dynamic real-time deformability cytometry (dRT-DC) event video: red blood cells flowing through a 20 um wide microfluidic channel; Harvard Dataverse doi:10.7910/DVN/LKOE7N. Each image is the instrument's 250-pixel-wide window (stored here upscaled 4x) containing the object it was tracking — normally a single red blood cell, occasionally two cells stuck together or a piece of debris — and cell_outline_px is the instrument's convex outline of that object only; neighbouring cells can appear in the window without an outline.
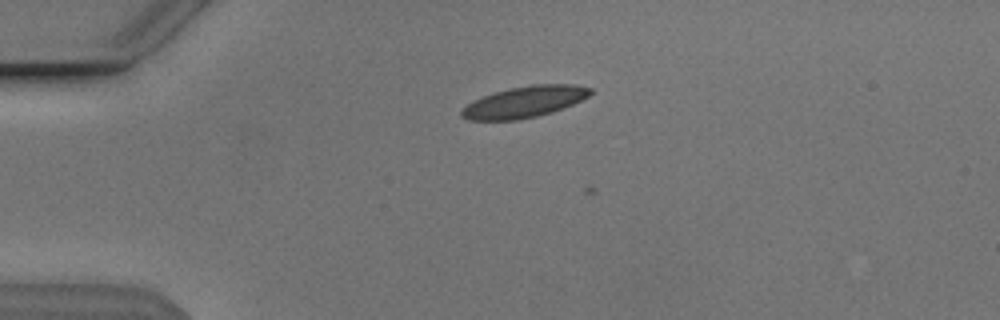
{"species": "Egyptian fruit bat (a non-hibernating species)", "species_latin": "Rousettus aegyptiacus", "temperature_condition": "cold", "stored_images_in_passage": 3, "camera_frame_rate_fps": 3000, "um_per_image_px": 0.085, "animal": {"sex": "male"}, "frame": {"image": 1, "passage_image": 2, "time_ms": 0.333, "image_size_px": [1000, 320], "cell_outline_px": [[592, 92], [588, 96], [572, 104], [552, 112], [536, 116], [516, 120], [468, 120], [460, 116], [460, 108], [472, 100], [492, 92], [508, 88], [532, 84], [576, 84], [592, 88]], "centroid_in_image_um": [44.52, 8.65], "position_along_channel_um": 40.5, "area_um2": 23.7}}